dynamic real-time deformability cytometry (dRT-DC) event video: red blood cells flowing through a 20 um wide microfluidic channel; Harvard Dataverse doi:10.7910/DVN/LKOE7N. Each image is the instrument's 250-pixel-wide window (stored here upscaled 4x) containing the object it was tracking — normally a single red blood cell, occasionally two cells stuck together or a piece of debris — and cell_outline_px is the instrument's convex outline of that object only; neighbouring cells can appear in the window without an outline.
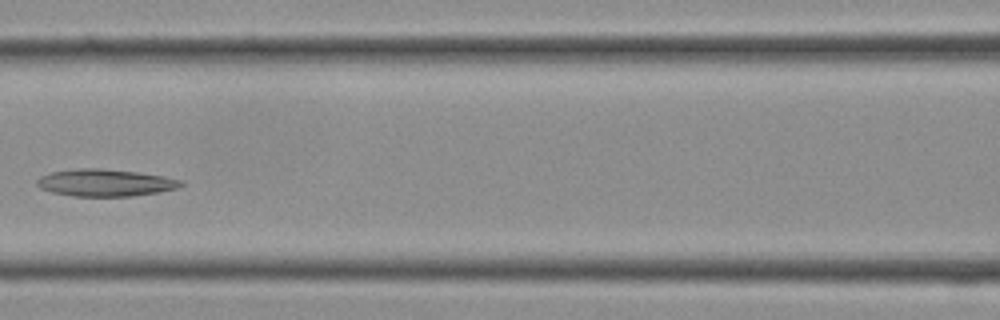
{"species": "Egyptian fruit bat (a non-hibernating species)", "species_latin": "Rousettus aegyptiacus", "temperature_condition": "cold", "stored_images_in_passage": 10, "camera_frame_rate_fps": 3000, "um_per_image_px": 0.085, "frame": {"image": 1, "passage_image": 9, "time_ms": 2.667, "image_size_px": [1000, 320], "cell_outline_px": [[184, 184], [180, 188], [160, 192], [132, 196], [72, 196], [52, 192], [40, 188], [36, 184], [36, 180], [40, 176], [52, 172], [76, 168], [96, 168], [136, 172], [164, 176], [180, 180]], "centroid_in_image_um": [8.95, 15.53], "position_along_channel_um": 157.7, "area_um2": 22.77}}